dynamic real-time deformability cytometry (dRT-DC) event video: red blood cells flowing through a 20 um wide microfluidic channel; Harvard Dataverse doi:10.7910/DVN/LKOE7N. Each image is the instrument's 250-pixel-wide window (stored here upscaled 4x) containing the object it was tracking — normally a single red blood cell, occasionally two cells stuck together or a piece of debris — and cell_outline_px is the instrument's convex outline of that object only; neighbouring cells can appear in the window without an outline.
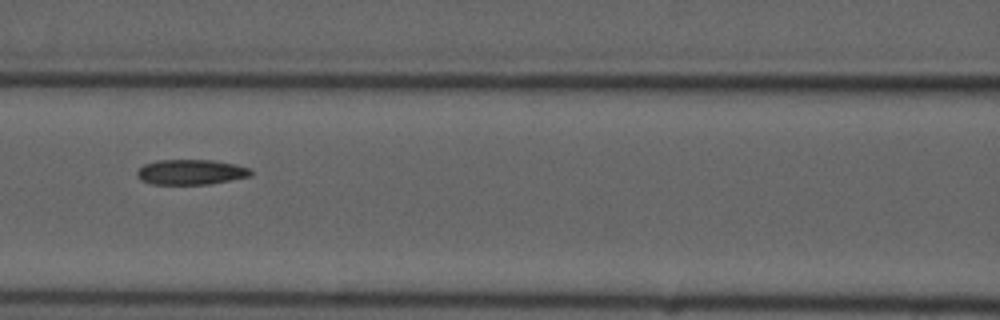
{"species": "common noctule bat (a hibernating species)", "species_latin": "Nyctalus noctula", "temperature_condition": "cold", "stored_images_in_passage": 15, "camera_frame_rate_fps": 3000, "um_per_image_px": 0.085, "animal": {"sex": "male", "forearm_length_mm": 52.5}, "frame": {"image": 1, "passage_image": 7, "time_ms": 8.0, "image_size_px": [1000, 320], "cell_outline_px": [[252, 176], [208, 184], [152, 184], [140, 180], [136, 176], [136, 172], [144, 164], [156, 160], [212, 160], [236, 164], [248, 168], [252, 172]], "centroid_in_image_um": [16.2, 14.62], "position_along_channel_um": 150.4, "area_um2": 16.7}}
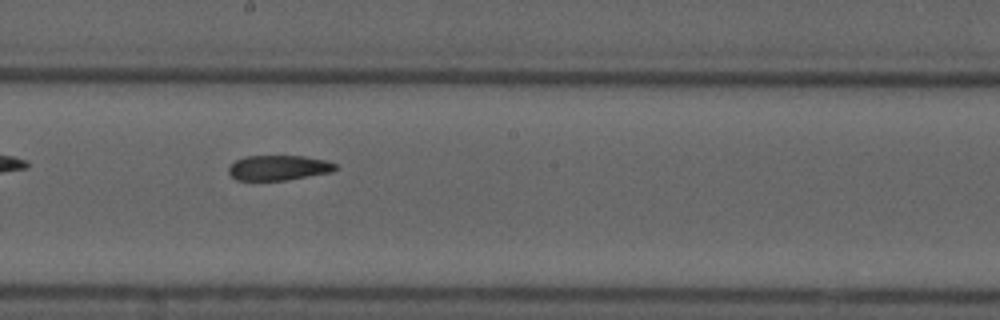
{"frame": {"image": 2, "passage_image": 9, "time_ms": 10.0, "image_size_px": [1000, 320], "cell_outline_px": [[336, 168], [332, 172], [284, 180], [236, 180], [228, 172], [228, 168], [236, 160], [248, 156], [304, 156], [324, 160], [336, 164]], "centroid_in_image_um": [23.66, 14.26], "position_along_channel_um": 224.5, "area_um2": 15.37}}
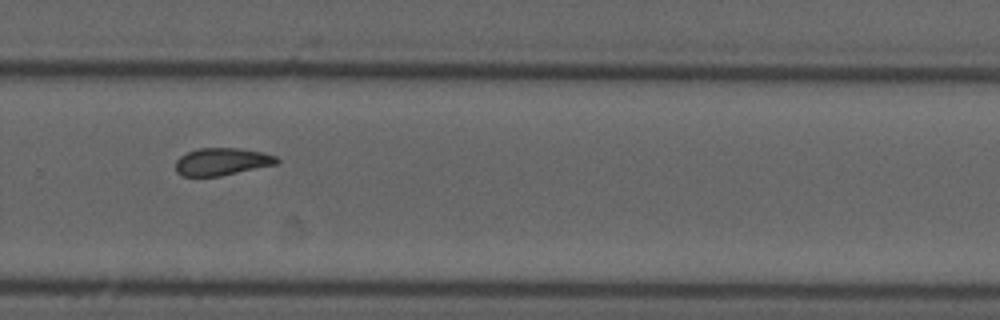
{"frame": {"image": 3, "passage_image": 11, "time_ms": 12.333, "image_size_px": [1000, 320], "cell_outline_px": [[280, 160], [276, 164], [220, 176], [180, 176], [176, 172], [176, 160], [180, 156], [196, 148], [240, 148], [264, 152], [276, 156]], "centroid_in_image_um": [18.85, 13.73], "position_along_channel_um": 310.9, "area_um2": 16.24}, "authors_computed_cell_mechanics": {"area_um2": 17.34, "velocity_mm_per_s": 3.7353, "shape_relaxation_time_tau1_ms": null, "shape_relaxation_time_tau2_ms": 4.342, "deformation_change_tau1": null, "deformation_change_tau2": 0.0959}}